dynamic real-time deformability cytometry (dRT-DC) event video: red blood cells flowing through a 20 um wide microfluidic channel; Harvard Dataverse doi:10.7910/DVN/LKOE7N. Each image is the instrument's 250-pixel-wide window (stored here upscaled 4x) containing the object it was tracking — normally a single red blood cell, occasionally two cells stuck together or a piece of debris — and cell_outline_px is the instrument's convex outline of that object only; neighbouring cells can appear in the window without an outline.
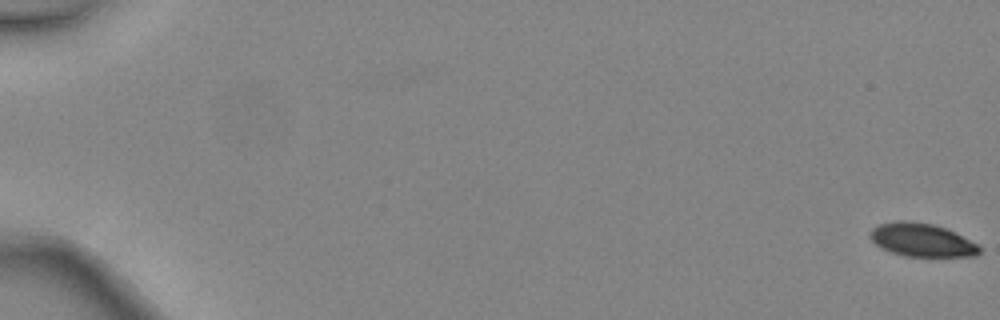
{"species": "common noctule bat (a hibernating species)", "species_latin": "Nyctalus noctula", "temperature_condition": "warm", "stored_images_in_passage": 5, "camera_frame_rate_fps": 3000, "um_per_image_px": 0.085, "animal": {"sex": "female", "body_mass_g": 24.6, "forearm_length_mm": 56.2}, "frame": {"image": 1, "passage_image": 1, "time_ms": 0.0, "image_size_px": [1000, 320], "cell_outline_px": [[980, 252], [976, 256], [904, 256], [880, 248], [872, 240], [872, 228], [880, 224], [896, 220], [904, 220], [932, 224], [956, 232], [976, 244], [980, 248]], "centroid_in_image_um": [78.36, 20.4], "position_along_channel_um": 6.6, "area_um2": 20.92}}
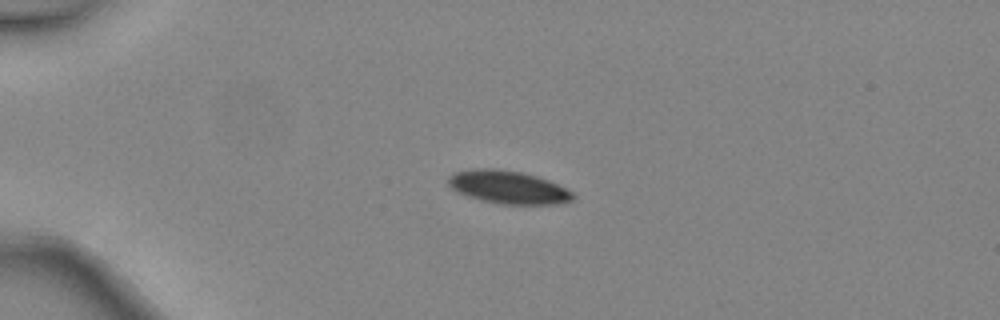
{"frame": {"image": 2, "passage_image": 4, "time_ms": 1.0, "image_size_px": [1000, 320], "cell_outline_px": [[576, 196], [572, 200], [560, 204], [500, 204], [480, 200], [468, 196], [452, 188], [448, 184], [448, 176], [456, 172], [480, 168], [492, 168], [520, 172], [536, 176], [548, 180], [572, 192]], "centroid_in_image_um": [43.2, 15.92], "position_along_channel_um": 41.8, "area_um2": 23.7}}